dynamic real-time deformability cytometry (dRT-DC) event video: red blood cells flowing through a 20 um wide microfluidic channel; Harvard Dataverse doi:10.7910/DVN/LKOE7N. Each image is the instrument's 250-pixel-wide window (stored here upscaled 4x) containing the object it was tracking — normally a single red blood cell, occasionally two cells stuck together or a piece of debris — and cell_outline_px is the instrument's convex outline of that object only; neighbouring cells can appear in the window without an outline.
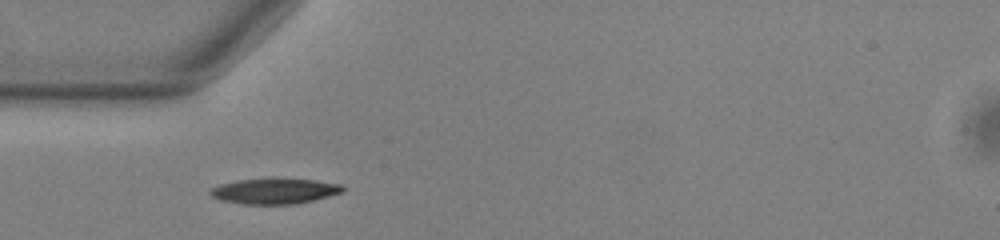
{"species": "common noctule bat (a hibernating species)", "species_latin": "Nyctalus noctula", "temperature_condition": "warm", "stored_images_in_passage": 39, "camera_frame_rate_fps": 3000, "um_per_image_px": 0.085, "animal": {"sex": "male", "body_mass_g": 13.0, "forearm_length_mm": 53.1}, "frame": {"image": 1, "passage_image": 1, "time_ms": 0.0, "image_size_px": [1000, 240], "cell_outline_px": [[344, 192], [296, 204], [240, 204], [220, 200], [212, 196], [208, 192], [212, 188], [220, 184], [240, 180], [272, 176], [276, 176], [312, 180], [340, 184], [344, 188]], "centroid_in_image_um": [23.32, 16.21], "position_along_channel_um": 61.7, "area_um2": 20.17}}
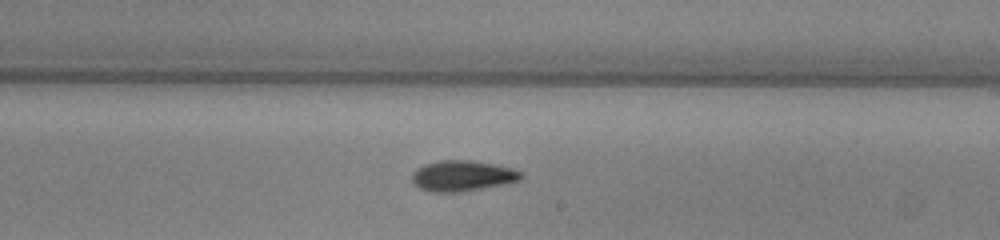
{"frame": {"image": 2, "passage_image": 16, "time_ms": 5.0, "image_size_px": [1000, 240], "cell_outline_px": [[524, 176], [520, 180], [460, 192], [432, 192], [420, 188], [412, 180], [412, 172], [416, 168], [424, 164], [440, 160], [472, 160], [496, 164], [512, 168], [520, 172]], "centroid_in_image_um": [39.28, 14.93], "position_along_channel_um": 249.7, "area_um2": 19.36}}
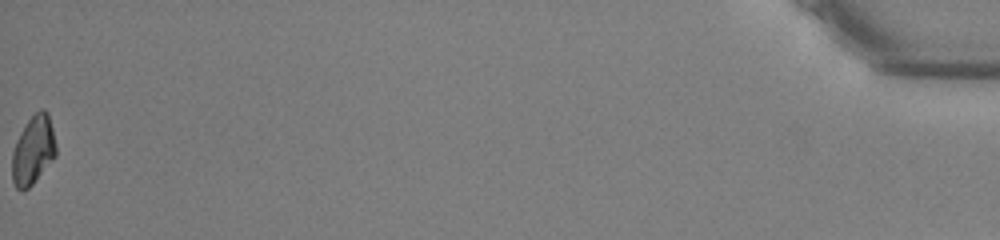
{"frame": {"image": 3, "passage_image": 39, "time_ms": 12.667, "image_size_px": [1000, 240], "cell_outline_px": [[56, 156], [32, 184], [28, 188], [16, 188], [12, 180], [12, 152], [20, 132], [28, 120], [40, 108], [44, 108], [48, 112], [56, 144]], "centroid_in_image_um": [2.83, 12.73], "position_along_channel_um": 432.4, "area_um2": 17.4}, "authors_computed_cell_mechanics": {"area_um2": 18.4382, "velocity_mm_per_s": 3.7938, "shape_relaxation_time_tau1_ms": 3.992, "shape_relaxation_time_tau2_ms": 6.9512, "deformation_change_tau1": 0.1419, "deformation_change_tau2": 0.1351}}